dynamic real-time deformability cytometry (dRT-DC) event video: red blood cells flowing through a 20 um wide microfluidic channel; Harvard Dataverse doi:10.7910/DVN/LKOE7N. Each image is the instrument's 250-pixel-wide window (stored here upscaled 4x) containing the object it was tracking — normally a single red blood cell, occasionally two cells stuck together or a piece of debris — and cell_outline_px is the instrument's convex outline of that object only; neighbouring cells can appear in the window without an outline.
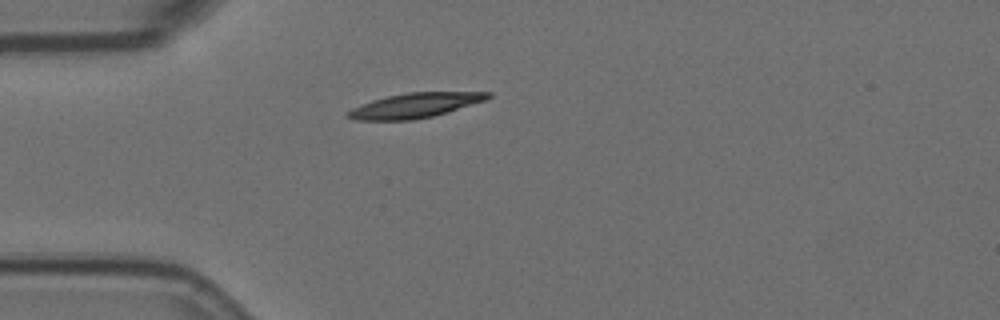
{"species": "Egyptian fruit bat (a non-hibernating species)", "species_latin": "Rousettus aegyptiacus", "temperature_condition": "room temperature", "stored_images_in_passage": 5, "camera_frame_rate_fps": 3000, "um_per_image_px": 0.085, "animal": {"sex": "female"}, "frame": {"image": 1, "passage_image": 5, "time_ms": 1.333, "image_size_px": [1000, 320], "cell_outline_px": [[492, 96], [484, 100], [448, 112], [432, 116], [412, 120], [356, 120], [344, 116], [344, 112], [352, 108], [372, 100], [388, 96], [408, 92], [492, 92]], "centroid_in_image_um": [35.22, 8.96], "position_along_channel_um": 49.8, "area_um2": 20.11}}